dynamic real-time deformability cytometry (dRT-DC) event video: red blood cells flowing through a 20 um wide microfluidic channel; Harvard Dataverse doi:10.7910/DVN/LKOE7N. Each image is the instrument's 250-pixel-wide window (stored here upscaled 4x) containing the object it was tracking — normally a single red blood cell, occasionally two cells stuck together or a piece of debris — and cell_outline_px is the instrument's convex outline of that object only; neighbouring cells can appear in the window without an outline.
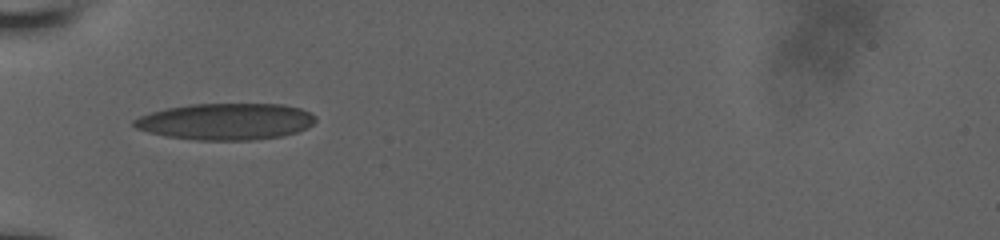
{"species": "human", "species_latin": "Homo sapiens", "temperature_condition": "room temperature", "stored_images_in_passage": 20, "camera_frame_rate_fps": 3000, "um_per_image_px": 0.085, "donor": {"sex": "male"}, "frame": {"image": 1, "passage_image": 1, "time_ms": 0.0, "image_size_px": [1000, 240], "cell_outline_px": [[316, 120], [308, 128], [296, 132], [280, 136], [252, 140], [196, 140], [168, 136], [148, 132], [136, 128], [132, 124], [132, 120], [140, 116], [164, 108], [188, 104], [284, 104], [300, 108], [316, 116]], "centroid_in_image_um": [19.19, 10.32], "position_along_channel_um": 65.8, "area_um2": 38.73}}
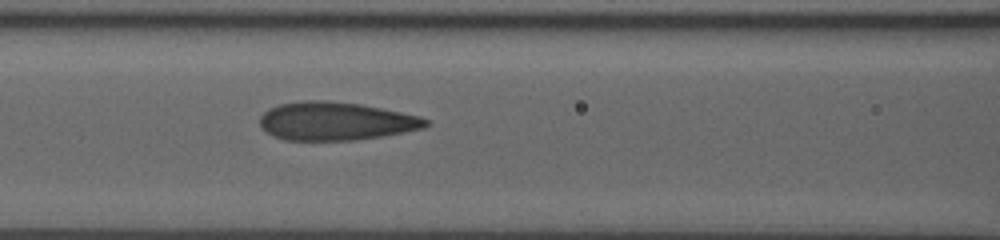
{"frame": {"image": 2, "passage_image": 12, "time_ms": 2.0, "image_size_px": [1000, 240], "cell_outline_px": [[432, 124], [424, 128], [384, 136], [356, 140], [284, 140], [272, 136], [260, 124], [260, 116], [268, 108], [280, 104], [304, 100], [324, 100], [360, 104], [420, 116], [428, 120]], "centroid_in_image_um": [28.55, 10.3], "position_along_channel_um": 138.0, "area_um2": 37.05}}
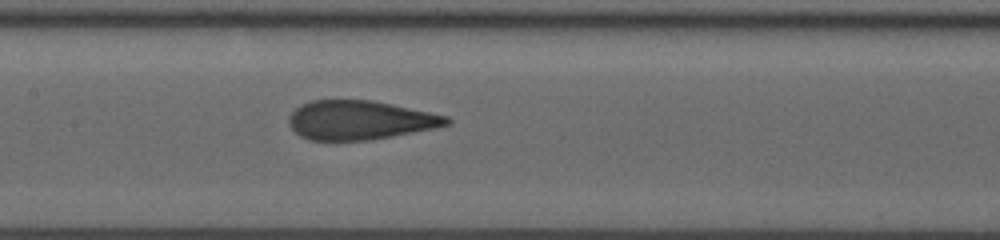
{"frame": {"image": 3, "passage_image": 18, "time_ms": 3.0, "image_size_px": [1000, 240], "cell_outline_px": [[452, 124], [436, 128], [392, 136], [368, 140], [308, 140], [300, 136], [288, 124], [288, 116], [300, 104], [312, 100], [372, 100], [392, 104], [448, 116], [452, 120]], "centroid_in_image_um": [30.59, 10.21], "position_along_channel_um": 176.8, "area_um2": 36.01}}